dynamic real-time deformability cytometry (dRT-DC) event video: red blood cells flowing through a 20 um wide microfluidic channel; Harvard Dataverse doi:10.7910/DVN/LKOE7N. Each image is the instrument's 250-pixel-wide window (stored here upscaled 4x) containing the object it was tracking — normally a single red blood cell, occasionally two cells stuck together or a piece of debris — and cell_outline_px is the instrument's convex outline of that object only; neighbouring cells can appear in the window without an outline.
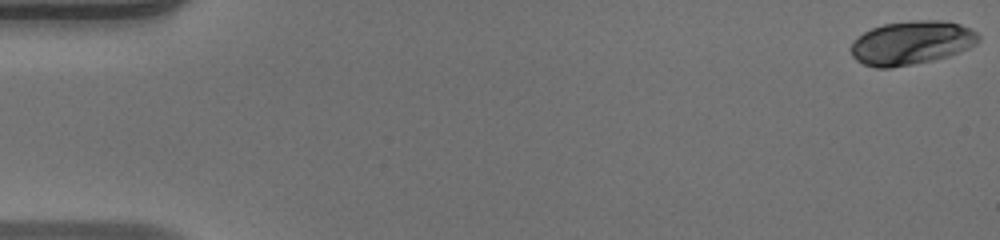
{"species": "human", "species_latin": "Homo sapiens", "temperature_condition": "warm", "stored_images_in_passage": 1, "camera_frame_rate_fps": 3000, "um_per_image_px": 0.085, "donor": {"sex": "male"}, "frame": {"image": 1, "passage_image": 1, "time_ms": 0.0, "image_size_px": [1000, 240], "cell_outline_px": [[980, 40], [976, 44], [968, 48], [948, 56], [932, 60], [888, 68], [876, 68], [864, 64], [856, 60], [852, 56], [848, 48], [852, 40], [864, 32], [872, 28], [884, 24], [912, 20], [940, 20], [960, 24], [976, 32], [980, 36]], "centroid_in_image_um": [77.43, 3.63], "position_along_channel_um": 7.6, "area_um2": 32.54}}